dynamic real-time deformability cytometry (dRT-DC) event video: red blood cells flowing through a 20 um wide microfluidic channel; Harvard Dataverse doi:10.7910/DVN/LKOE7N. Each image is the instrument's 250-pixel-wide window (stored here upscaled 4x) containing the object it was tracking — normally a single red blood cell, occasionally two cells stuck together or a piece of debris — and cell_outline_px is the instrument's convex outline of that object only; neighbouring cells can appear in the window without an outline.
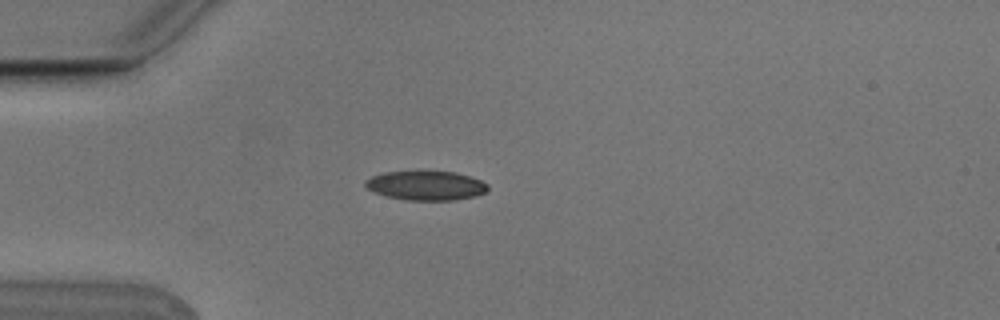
{"species": "Egyptian fruit bat (a non-hibernating species)", "species_latin": "Rousettus aegyptiacus", "temperature_condition": "cold", "stored_images_in_passage": 1, "camera_frame_rate_fps": 3000, "um_per_image_px": 0.085, "animal": {"sex": "male"}, "frame": {"image": 1, "passage_image": 1, "time_ms": 0.0, "image_size_px": [1000, 320], "cell_outline_px": [[488, 188], [484, 192], [476, 196], [452, 200], [404, 200], [372, 192], [364, 184], [364, 180], [372, 176], [384, 172], [416, 168], [428, 168], [456, 172], [480, 180], [488, 184]], "centroid_in_image_um": [36.16, 15.71], "position_along_channel_um": 48.8, "area_um2": 21.91}}